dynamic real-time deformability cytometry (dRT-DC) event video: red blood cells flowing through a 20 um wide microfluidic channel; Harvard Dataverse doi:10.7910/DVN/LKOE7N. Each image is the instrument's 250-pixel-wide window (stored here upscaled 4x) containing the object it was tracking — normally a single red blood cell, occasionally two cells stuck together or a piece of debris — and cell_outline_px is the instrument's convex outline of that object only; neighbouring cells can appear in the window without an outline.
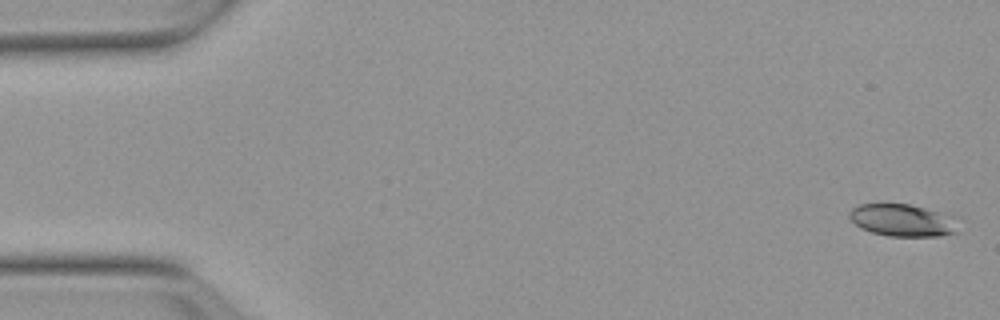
{"species": "Egyptian fruit bat (a non-hibernating species)", "species_latin": "Rousettus aegyptiacus", "temperature_condition": "warm", "stored_images_in_passage": 53, "camera_frame_rate_fps": 3000, "um_per_image_px": 0.085, "animal": {"sex": "female"}, "frame": {"image": 1, "passage_image": 1, "time_ms": 0.0, "image_size_px": [1000, 320], "cell_outline_px": [[960, 232], [940, 236], [888, 236], [872, 232], [860, 228], [848, 216], [848, 212], [852, 208], [860, 204], [908, 204], [924, 208], [952, 216]], "centroid_in_image_um": [76.7, 18.73], "position_along_channel_um": 8.3, "area_um2": 20.35}}
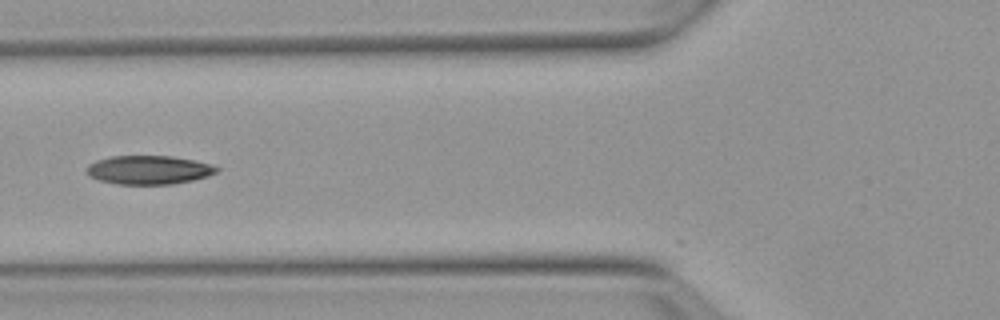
{"frame": {"image": 2, "passage_image": 20, "time_ms": 6.333, "image_size_px": [1000, 320], "cell_outline_px": [[220, 168], [216, 172], [208, 176], [192, 180], [172, 184], [116, 184], [100, 180], [88, 176], [84, 172], [84, 168], [88, 164], [96, 160], [112, 156], [172, 156], [196, 160], [212, 164]], "centroid_in_image_um": [12.61, 14.43], "position_along_channel_um": 113.2, "area_um2": 22.02}}
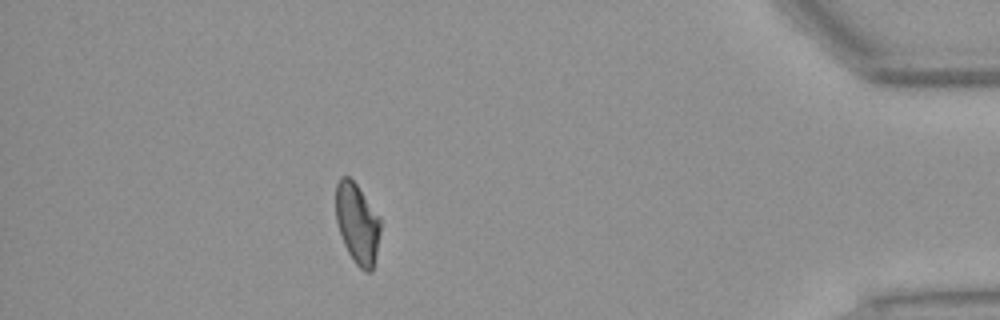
{"frame": {"image": 3, "passage_image": 47, "time_ms": 15.333, "image_size_px": [1000, 320], "cell_outline_px": [[380, 232], [376, 256], [372, 272], [364, 272], [356, 264], [348, 252], [344, 244], [336, 220], [336, 184], [340, 176], [348, 176], [356, 184], [380, 216]], "centroid_in_image_um": [30.38, 19.0], "position_along_channel_um": 404.8, "area_um2": 20.92}, "authors_computed_cell_mechanics": {"area_um2": 21.5016, "velocity_mm_per_s": 3.8133, "shape_relaxation_time_tau1_ms": 7.2961, "shape_relaxation_time_tau2_ms": 2.487, "deformation_change_tau1": 0.1813, "deformation_change_tau2": 0.0762}}